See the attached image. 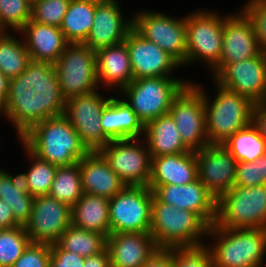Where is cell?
<instances>
[{
  "label": "cell",
  "mask_w": 266,
  "mask_h": 267,
  "mask_svg": "<svg viewBox=\"0 0 266 267\" xmlns=\"http://www.w3.org/2000/svg\"><path fill=\"white\" fill-rule=\"evenodd\" d=\"M64 108L55 65L31 60L21 75L9 80L1 112L20 138L36 123L63 115Z\"/></svg>",
  "instance_id": "1"
},
{
  "label": "cell",
  "mask_w": 266,
  "mask_h": 267,
  "mask_svg": "<svg viewBox=\"0 0 266 267\" xmlns=\"http://www.w3.org/2000/svg\"><path fill=\"white\" fill-rule=\"evenodd\" d=\"M19 139L32 153L58 167L74 164L89 153L64 115L36 123Z\"/></svg>",
  "instance_id": "2"
},
{
  "label": "cell",
  "mask_w": 266,
  "mask_h": 267,
  "mask_svg": "<svg viewBox=\"0 0 266 267\" xmlns=\"http://www.w3.org/2000/svg\"><path fill=\"white\" fill-rule=\"evenodd\" d=\"M215 239L208 246L214 267H261L266 254V230L231 229L213 224L208 234Z\"/></svg>",
  "instance_id": "3"
},
{
  "label": "cell",
  "mask_w": 266,
  "mask_h": 267,
  "mask_svg": "<svg viewBox=\"0 0 266 267\" xmlns=\"http://www.w3.org/2000/svg\"><path fill=\"white\" fill-rule=\"evenodd\" d=\"M208 229L209 225L197 213L177 209L153 195L149 233L158 248L204 245L201 236H207Z\"/></svg>",
  "instance_id": "4"
},
{
  "label": "cell",
  "mask_w": 266,
  "mask_h": 267,
  "mask_svg": "<svg viewBox=\"0 0 266 267\" xmlns=\"http://www.w3.org/2000/svg\"><path fill=\"white\" fill-rule=\"evenodd\" d=\"M194 85L203 94L209 144H223L235 132L252 123L255 104L247 97L217 84V94L211 101L202 86Z\"/></svg>",
  "instance_id": "5"
},
{
  "label": "cell",
  "mask_w": 266,
  "mask_h": 267,
  "mask_svg": "<svg viewBox=\"0 0 266 267\" xmlns=\"http://www.w3.org/2000/svg\"><path fill=\"white\" fill-rule=\"evenodd\" d=\"M215 225L222 228L266 230V185L233 186L216 202Z\"/></svg>",
  "instance_id": "6"
},
{
  "label": "cell",
  "mask_w": 266,
  "mask_h": 267,
  "mask_svg": "<svg viewBox=\"0 0 266 267\" xmlns=\"http://www.w3.org/2000/svg\"><path fill=\"white\" fill-rule=\"evenodd\" d=\"M188 83L174 77L139 78L133 79L120 92L124 94L123 100L145 125L168 114L174 98Z\"/></svg>",
  "instance_id": "7"
},
{
  "label": "cell",
  "mask_w": 266,
  "mask_h": 267,
  "mask_svg": "<svg viewBox=\"0 0 266 267\" xmlns=\"http://www.w3.org/2000/svg\"><path fill=\"white\" fill-rule=\"evenodd\" d=\"M226 16L218 12L197 10L186 15V64L205 61L211 72L220 61Z\"/></svg>",
  "instance_id": "8"
},
{
  "label": "cell",
  "mask_w": 266,
  "mask_h": 267,
  "mask_svg": "<svg viewBox=\"0 0 266 267\" xmlns=\"http://www.w3.org/2000/svg\"><path fill=\"white\" fill-rule=\"evenodd\" d=\"M54 65L65 100L92 93L100 86L96 52L85 44H68Z\"/></svg>",
  "instance_id": "9"
},
{
  "label": "cell",
  "mask_w": 266,
  "mask_h": 267,
  "mask_svg": "<svg viewBox=\"0 0 266 267\" xmlns=\"http://www.w3.org/2000/svg\"><path fill=\"white\" fill-rule=\"evenodd\" d=\"M153 192L148 186L126 185L109 199L111 233H149Z\"/></svg>",
  "instance_id": "10"
},
{
  "label": "cell",
  "mask_w": 266,
  "mask_h": 267,
  "mask_svg": "<svg viewBox=\"0 0 266 267\" xmlns=\"http://www.w3.org/2000/svg\"><path fill=\"white\" fill-rule=\"evenodd\" d=\"M132 18L133 28L140 35L184 66L187 52L186 16L176 19L160 12L140 10Z\"/></svg>",
  "instance_id": "11"
},
{
  "label": "cell",
  "mask_w": 266,
  "mask_h": 267,
  "mask_svg": "<svg viewBox=\"0 0 266 267\" xmlns=\"http://www.w3.org/2000/svg\"><path fill=\"white\" fill-rule=\"evenodd\" d=\"M168 113L190 151L196 152L209 145L203 94L193 83L189 82L174 98Z\"/></svg>",
  "instance_id": "12"
},
{
  "label": "cell",
  "mask_w": 266,
  "mask_h": 267,
  "mask_svg": "<svg viewBox=\"0 0 266 267\" xmlns=\"http://www.w3.org/2000/svg\"><path fill=\"white\" fill-rule=\"evenodd\" d=\"M110 97L99 92L65 100L63 115L77 131L82 144L89 152L100 151L109 141L101 126V115Z\"/></svg>",
  "instance_id": "13"
},
{
  "label": "cell",
  "mask_w": 266,
  "mask_h": 267,
  "mask_svg": "<svg viewBox=\"0 0 266 267\" xmlns=\"http://www.w3.org/2000/svg\"><path fill=\"white\" fill-rule=\"evenodd\" d=\"M141 143L140 139L111 140L99 151L128 186L149 185L152 157L147 144Z\"/></svg>",
  "instance_id": "14"
},
{
  "label": "cell",
  "mask_w": 266,
  "mask_h": 267,
  "mask_svg": "<svg viewBox=\"0 0 266 267\" xmlns=\"http://www.w3.org/2000/svg\"><path fill=\"white\" fill-rule=\"evenodd\" d=\"M219 84L233 92L247 97L254 104L266 100V52L226 64L215 76Z\"/></svg>",
  "instance_id": "15"
},
{
  "label": "cell",
  "mask_w": 266,
  "mask_h": 267,
  "mask_svg": "<svg viewBox=\"0 0 266 267\" xmlns=\"http://www.w3.org/2000/svg\"><path fill=\"white\" fill-rule=\"evenodd\" d=\"M71 225V207L49 195L34 197L32 213L24 225L31 243L56 244Z\"/></svg>",
  "instance_id": "16"
},
{
  "label": "cell",
  "mask_w": 266,
  "mask_h": 267,
  "mask_svg": "<svg viewBox=\"0 0 266 267\" xmlns=\"http://www.w3.org/2000/svg\"><path fill=\"white\" fill-rule=\"evenodd\" d=\"M198 179L218 199L234 186L237 161L223 144L196 151Z\"/></svg>",
  "instance_id": "17"
},
{
  "label": "cell",
  "mask_w": 266,
  "mask_h": 267,
  "mask_svg": "<svg viewBox=\"0 0 266 267\" xmlns=\"http://www.w3.org/2000/svg\"><path fill=\"white\" fill-rule=\"evenodd\" d=\"M262 52L254 27L248 16L240 10L224 20L223 47L219 64L212 70L215 76L226 64L246 60Z\"/></svg>",
  "instance_id": "18"
},
{
  "label": "cell",
  "mask_w": 266,
  "mask_h": 267,
  "mask_svg": "<svg viewBox=\"0 0 266 267\" xmlns=\"http://www.w3.org/2000/svg\"><path fill=\"white\" fill-rule=\"evenodd\" d=\"M161 202L197 213L209 226L215 223L217 199L197 178L186 185H148Z\"/></svg>",
  "instance_id": "19"
},
{
  "label": "cell",
  "mask_w": 266,
  "mask_h": 267,
  "mask_svg": "<svg viewBox=\"0 0 266 267\" xmlns=\"http://www.w3.org/2000/svg\"><path fill=\"white\" fill-rule=\"evenodd\" d=\"M125 42L130 55L133 79L172 77V71L181 66L172 56L146 40L134 28L128 32Z\"/></svg>",
  "instance_id": "20"
},
{
  "label": "cell",
  "mask_w": 266,
  "mask_h": 267,
  "mask_svg": "<svg viewBox=\"0 0 266 267\" xmlns=\"http://www.w3.org/2000/svg\"><path fill=\"white\" fill-rule=\"evenodd\" d=\"M117 0H96L93 26L85 42L93 51L125 41L133 18L125 20Z\"/></svg>",
  "instance_id": "21"
},
{
  "label": "cell",
  "mask_w": 266,
  "mask_h": 267,
  "mask_svg": "<svg viewBox=\"0 0 266 267\" xmlns=\"http://www.w3.org/2000/svg\"><path fill=\"white\" fill-rule=\"evenodd\" d=\"M110 267H141L158 247L150 233H110L106 238Z\"/></svg>",
  "instance_id": "22"
},
{
  "label": "cell",
  "mask_w": 266,
  "mask_h": 267,
  "mask_svg": "<svg viewBox=\"0 0 266 267\" xmlns=\"http://www.w3.org/2000/svg\"><path fill=\"white\" fill-rule=\"evenodd\" d=\"M78 165L85 193L111 199L126 186L99 151L89 152Z\"/></svg>",
  "instance_id": "23"
},
{
  "label": "cell",
  "mask_w": 266,
  "mask_h": 267,
  "mask_svg": "<svg viewBox=\"0 0 266 267\" xmlns=\"http://www.w3.org/2000/svg\"><path fill=\"white\" fill-rule=\"evenodd\" d=\"M17 33L25 37L23 40L32 61L55 64L69 44L59 27L31 19Z\"/></svg>",
  "instance_id": "24"
},
{
  "label": "cell",
  "mask_w": 266,
  "mask_h": 267,
  "mask_svg": "<svg viewBox=\"0 0 266 267\" xmlns=\"http://www.w3.org/2000/svg\"><path fill=\"white\" fill-rule=\"evenodd\" d=\"M196 152L152 157L149 185H186L198 178Z\"/></svg>",
  "instance_id": "25"
},
{
  "label": "cell",
  "mask_w": 266,
  "mask_h": 267,
  "mask_svg": "<svg viewBox=\"0 0 266 267\" xmlns=\"http://www.w3.org/2000/svg\"><path fill=\"white\" fill-rule=\"evenodd\" d=\"M96 68L98 83L120 90L128 86L133 80V72L126 42L97 50Z\"/></svg>",
  "instance_id": "26"
},
{
  "label": "cell",
  "mask_w": 266,
  "mask_h": 267,
  "mask_svg": "<svg viewBox=\"0 0 266 267\" xmlns=\"http://www.w3.org/2000/svg\"><path fill=\"white\" fill-rule=\"evenodd\" d=\"M100 121L110 140L140 139L144 135L145 125L122 98L110 96Z\"/></svg>",
  "instance_id": "27"
},
{
  "label": "cell",
  "mask_w": 266,
  "mask_h": 267,
  "mask_svg": "<svg viewBox=\"0 0 266 267\" xmlns=\"http://www.w3.org/2000/svg\"><path fill=\"white\" fill-rule=\"evenodd\" d=\"M71 224L86 231L102 234L107 238L111 233L109 199L84 192L71 207Z\"/></svg>",
  "instance_id": "28"
},
{
  "label": "cell",
  "mask_w": 266,
  "mask_h": 267,
  "mask_svg": "<svg viewBox=\"0 0 266 267\" xmlns=\"http://www.w3.org/2000/svg\"><path fill=\"white\" fill-rule=\"evenodd\" d=\"M143 136L145 139L142 142L146 141L151 157L190 151L181 140L177 125L169 113L146 123Z\"/></svg>",
  "instance_id": "29"
},
{
  "label": "cell",
  "mask_w": 266,
  "mask_h": 267,
  "mask_svg": "<svg viewBox=\"0 0 266 267\" xmlns=\"http://www.w3.org/2000/svg\"><path fill=\"white\" fill-rule=\"evenodd\" d=\"M0 199L7 202L15 220L24 226L31 217L34 201L29 194L26 173L13 176L0 168Z\"/></svg>",
  "instance_id": "30"
},
{
  "label": "cell",
  "mask_w": 266,
  "mask_h": 267,
  "mask_svg": "<svg viewBox=\"0 0 266 267\" xmlns=\"http://www.w3.org/2000/svg\"><path fill=\"white\" fill-rule=\"evenodd\" d=\"M96 0H71L60 29L69 44H83L94 22Z\"/></svg>",
  "instance_id": "31"
},
{
  "label": "cell",
  "mask_w": 266,
  "mask_h": 267,
  "mask_svg": "<svg viewBox=\"0 0 266 267\" xmlns=\"http://www.w3.org/2000/svg\"><path fill=\"white\" fill-rule=\"evenodd\" d=\"M223 145L237 162H252L266 154V141L253 122L235 132Z\"/></svg>",
  "instance_id": "32"
},
{
  "label": "cell",
  "mask_w": 266,
  "mask_h": 267,
  "mask_svg": "<svg viewBox=\"0 0 266 267\" xmlns=\"http://www.w3.org/2000/svg\"><path fill=\"white\" fill-rule=\"evenodd\" d=\"M18 40L9 31L0 36V71L9 80L21 75L31 61L25 42Z\"/></svg>",
  "instance_id": "33"
},
{
  "label": "cell",
  "mask_w": 266,
  "mask_h": 267,
  "mask_svg": "<svg viewBox=\"0 0 266 267\" xmlns=\"http://www.w3.org/2000/svg\"><path fill=\"white\" fill-rule=\"evenodd\" d=\"M57 244L66 251L86 258L102 252L106 248V238L102 234L71 224L60 236Z\"/></svg>",
  "instance_id": "34"
},
{
  "label": "cell",
  "mask_w": 266,
  "mask_h": 267,
  "mask_svg": "<svg viewBox=\"0 0 266 267\" xmlns=\"http://www.w3.org/2000/svg\"><path fill=\"white\" fill-rule=\"evenodd\" d=\"M83 193L78 162L58 167L48 195L72 207Z\"/></svg>",
  "instance_id": "35"
},
{
  "label": "cell",
  "mask_w": 266,
  "mask_h": 267,
  "mask_svg": "<svg viewBox=\"0 0 266 267\" xmlns=\"http://www.w3.org/2000/svg\"><path fill=\"white\" fill-rule=\"evenodd\" d=\"M23 148L32 164L26 172L29 194L33 197L48 195L58 166L39 158L23 143Z\"/></svg>",
  "instance_id": "36"
},
{
  "label": "cell",
  "mask_w": 266,
  "mask_h": 267,
  "mask_svg": "<svg viewBox=\"0 0 266 267\" xmlns=\"http://www.w3.org/2000/svg\"><path fill=\"white\" fill-rule=\"evenodd\" d=\"M30 243L24 226L0 229V267H11Z\"/></svg>",
  "instance_id": "37"
},
{
  "label": "cell",
  "mask_w": 266,
  "mask_h": 267,
  "mask_svg": "<svg viewBox=\"0 0 266 267\" xmlns=\"http://www.w3.org/2000/svg\"><path fill=\"white\" fill-rule=\"evenodd\" d=\"M31 9L28 0H0V25L19 32L31 19Z\"/></svg>",
  "instance_id": "38"
},
{
  "label": "cell",
  "mask_w": 266,
  "mask_h": 267,
  "mask_svg": "<svg viewBox=\"0 0 266 267\" xmlns=\"http://www.w3.org/2000/svg\"><path fill=\"white\" fill-rule=\"evenodd\" d=\"M71 0H41L32 5L31 20L60 27Z\"/></svg>",
  "instance_id": "39"
},
{
  "label": "cell",
  "mask_w": 266,
  "mask_h": 267,
  "mask_svg": "<svg viewBox=\"0 0 266 267\" xmlns=\"http://www.w3.org/2000/svg\"><path fill=\"white\" fill-rule=\"evenodd\" d=\"M174 267H214L211 252L206 245L172 248Z\"/></svg>",
  "instance_id": "40"
},
{
  "label": "cell",
  "mask_w": 266,
  "mask_h": 267,
  "mask_svg": "<svg viewBox=\"0 0 266 267\" xmlns=\"http://www.w3.org/2000/svg\"><path fill=\"white\" fill-rule=\"evenodd\" d=\"M266 185V154L252 162H238L234 186Z\"/></svg>",
  "instance_id": "41"
},
{
  "label": "cell",
  "mask_w": 266,
  "mask_h": 267,
  "mask_svg": "<svg viewBox=\"0 0 266 267\" xmlns=\"http://www.w3.org/2000/svg\"><path fill=\"white\" fill-rule=\"evenodd\" d=\"M242 8L252 22L261 50L266 52V0H249Z\"/></svg>",
  "instance_id": "42"
},
{
  "label": "cell",
  "mask_w": 266,
  "mask_h": 267,
  "mask_svg": "<svg viewBox=\"0 0 266 267\" xmlns=\"http://www.w3.org/2000/svg\"><path fill=\"white\" fill-rule=\"evenodd\" d=\"M49 244L30 243L11 267H50Z\"/></svg>",
  "instance_id": "43"
},
{
  "label": "cell",
  "mask_w": 266,
  "mask_h": 267,
  "mask_svg": "<svg viewBox=\"0 0 266 267\" xmlns=\"http://www.w3.org/2000/svg\"><path fill=\"white\" fill-rule=\"evenodd\" d=\"M50 247V267H84L85 257L66 251L57 243Z\"/></svg>",
  "instance_id": "44"
},
{
  "label": "cell",
  "mask_w": 266,
  "mask_h": 267,
  "mask_svg": "<svg viewBox=\"0 0 266 267\" xmlns=\"http://www.w3.org/2000/svg\"><path fill=\"white\" fill-rule=\"evenodd\" d=\"M141 267H174L172 248H158Z\"/></svg>",
  "instance_id": "45"
},
{
  "label": "cell",
  "mask_w": 266,
  "mask_h": 267,
  "mask_svg": "<svg viewBox=\"0 0 266 267\" xmlns=\"http://www.w3.org/2000/svg\"><path fill=\"white\" fill-rule=\"evenodd\" d=\"M252 122L266 141V100L254 105Z\"/></svg>",
  "instance_id": "46"
},
{
  "label": "cell",
  "mask_w": 266,
  "mask_h": 267,
  "mask_svg": "<svg viewBox=\"0 0 266 267\" xmlns=\"http://www.w3.org/2000/svg\"><path fill=\"white\" fill-rule=\"evenodd\" d=\"M21 226L14 217L13 210L6 201L0 199V229Z\"/></svg>",
  "instance_id": "47"
},
{
  "label": "cell",
  "mask_w": 266,
  "mask_h": 267,
  "mask_svg": "<svg viewBox=\"0 0 266 267\" xmlns=\"http://www.w3.org/2000/svg\"><path fill=\"white\" fill-rule=\"evenodd\" d=\"M84 267H110V257L107 248L97 255L86 257Z\"/></svg>",
  "instance_id": "48"
},
{
  "label": "cell",
  "mask_w": 266,
  "mask_h": 267,
  "mask_svg": "<svg viewBox=\"0 0 266 267\" xmlns=\"http://www.w3.org/2000/svg\"><path fill=\"white\" fill-rule=\"evenodd\" d=\"M9 87V79L0 71V113L4 108Z\"/></svg>",
  "instance_id": "49"
},
{
  "label": "cell",
  "mask_w": 266,
  "mask_h": 267,
  "mask_svg": "<svg viewBox=\"0 0 266 267\" xmlns=\"http://www.w3.org/2000/svg\"><path fill=\"white\" fill-rule=\"evenodd\" d=\"M6 31L4 28L0 25V36L3 35Z\"/></svg>",
  "instance_id": "50"
},
{
  "label": "cell",
  "mask_w": 266,
  "mask_h": 267,
  "mask_svg": "<svg viewBox=\"0 0 266 267\" xmlns=\"http://www.w3.org/2000/svg\"><path fill=\"white\" fill-rule=\"evenodd\" d=\"M28 1H29V3H30L31 5H33L34 3L38 2V1H41V0H28Z\"/></svg>",
  "instance_id": "51"
}]
</instances>
